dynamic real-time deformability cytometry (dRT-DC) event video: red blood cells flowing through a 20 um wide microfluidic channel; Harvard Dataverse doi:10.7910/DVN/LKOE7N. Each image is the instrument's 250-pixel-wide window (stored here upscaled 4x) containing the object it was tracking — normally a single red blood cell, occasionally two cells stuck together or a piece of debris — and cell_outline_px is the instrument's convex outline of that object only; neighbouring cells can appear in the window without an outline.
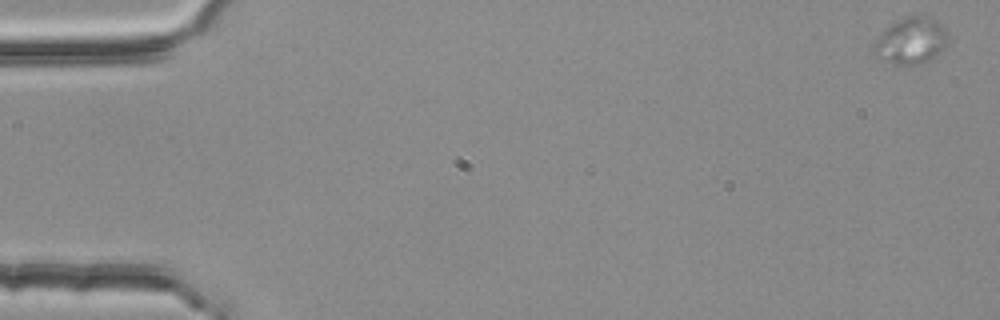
{"species": "common noctule bat (a hibernating species)", "species_latin": "Nyctalus noctula", "temperature_condition": "room temperature", "stored_images_in_passage": 5, "camera_frame_rate_fps": 3000, "um_per_image_px": 0.085, "animal": {"sex": "female", "body_mass_g": 25.1}, "frame": {"image": 1, "passage_image": 1, "time_ms": 0.0, "image_size_px": [1000, 320], "cell_outline_px": [[948, 36], [944, 48], [936, 56], [924, 64], [900, 68], [884, 60], [872, 52], [872, 44], [880, 32], [888, 24], [900, 16], [916, 12], [936, 20], [948, 32]], "centroid_in_image_um": [77.39, 3.45], "position_along_channel_um": 7.6, "area_um2": 21.39}}
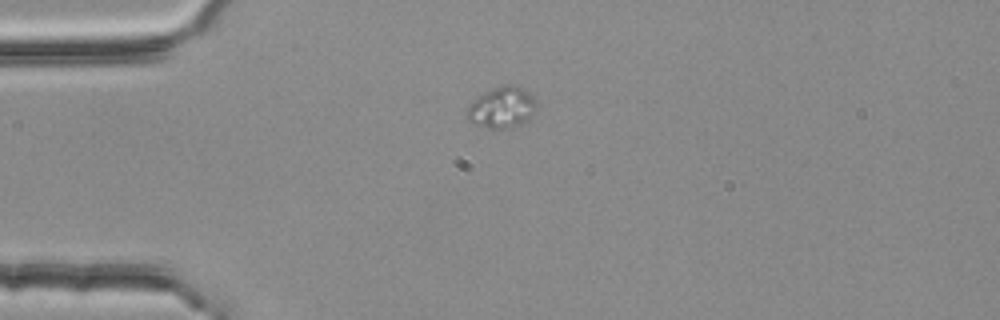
{"frame": {"image": 2, "passage_image": 4, "time_ms": 1.0, "image_size_px": [1000, 320], "cell_outline_px": [[536, 108], [532, 116], [528, 120], [512, 128], [484, 128], [468, 120], [468, 108], [484, 92], [500, 84], [516, 84], [524, 88], [532, 96], [536, 104]], "centroid_in_image_um": [42.71, 9.12], "position_along_channel_um": 42.3, "area_um2": 16.59}}